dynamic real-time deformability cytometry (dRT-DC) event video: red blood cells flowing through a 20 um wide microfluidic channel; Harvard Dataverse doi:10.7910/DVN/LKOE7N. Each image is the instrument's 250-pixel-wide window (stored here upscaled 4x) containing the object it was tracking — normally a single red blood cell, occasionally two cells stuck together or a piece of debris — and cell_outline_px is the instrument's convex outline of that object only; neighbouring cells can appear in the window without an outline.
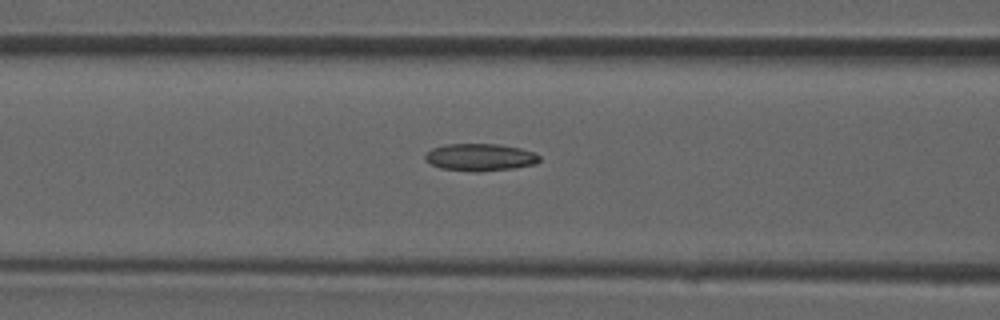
{"species": "common noctule bat (a hibernating species)", "species_latin": "Nyctalus noctula", "temperature_condition": "room temperature", "stored_images_in_passage": 34, "camera_frame_rate_fps": 3000, "um_per_image_px": 0.085, "animal": {"sex": "male", "forearm_length_mm": 52.5}, "frame": {"image": 1, "passage_image": 11, "time_ms": 3.333, "image_size_px": [1000, 320], "cell_outline_px": [[540, 160], [536, 164], [512, 168], [476, 172], [440, 168], [424, 160], [424, 156], [432, 148], [448, 144], [500, 144], [520, 148], [532, 152], [540, 156]], "centroid_in_image_um": [40.8, 13.36], "position_along_channel_um": 125.8, "area_um2": 18.09}}
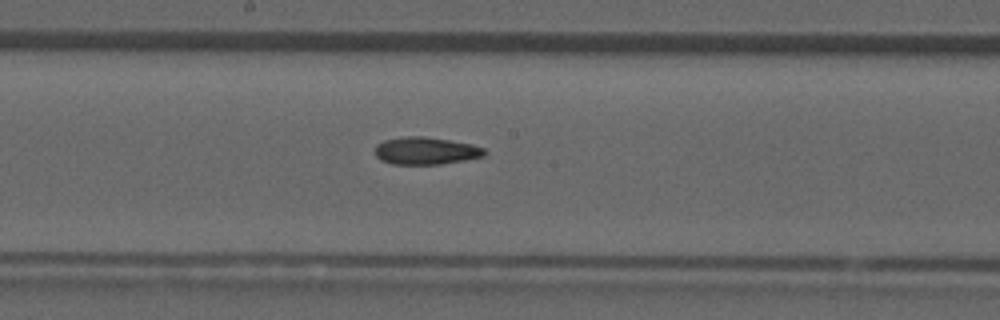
{"frame": {"image": 2, "passage_image": 16, "time_ms": 5.0, "image_size_px": [1000, 320], "cell_outline_px": [[488, 152], [484, 156], [464, 160], [440, 164], [392, 164], [380, 160], [376, 156], [376, 144], [384, 140], [404, 136], [424, 136], [472, 144], [484, 148]], "centroid_in_image_um": [36.19, 12.81], "position_along_channel_um": 212.0, "area_um2": 17.51}}
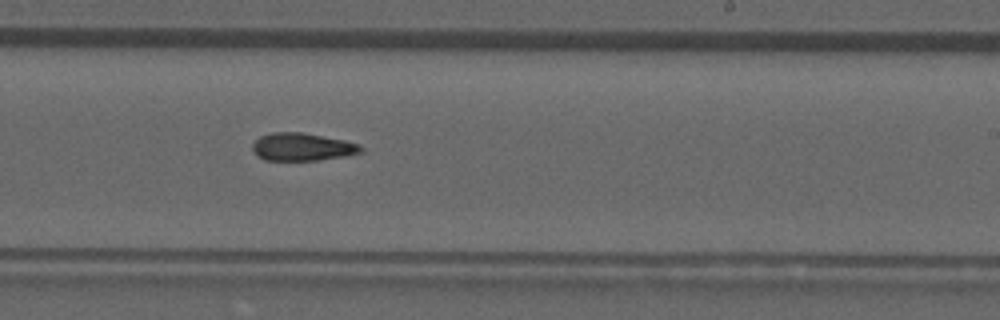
{"frame": {"image": 3, "passage_image": 19, "time_ms": 6.0, "image_size_px": [1000, 320], "cell_outline_px": [[364, 152], [344, 156], [316, 160], [264, 160], [256, 156], [252, 148], [252, 144], [260, 136], [272, 132], [300, 132], [344, 140], [360, 144], [364, 148]], "centroid_in_image_um": [25.69, 12.49], "position_along_channel_um": 263.3, "area_um2": 17.57}}